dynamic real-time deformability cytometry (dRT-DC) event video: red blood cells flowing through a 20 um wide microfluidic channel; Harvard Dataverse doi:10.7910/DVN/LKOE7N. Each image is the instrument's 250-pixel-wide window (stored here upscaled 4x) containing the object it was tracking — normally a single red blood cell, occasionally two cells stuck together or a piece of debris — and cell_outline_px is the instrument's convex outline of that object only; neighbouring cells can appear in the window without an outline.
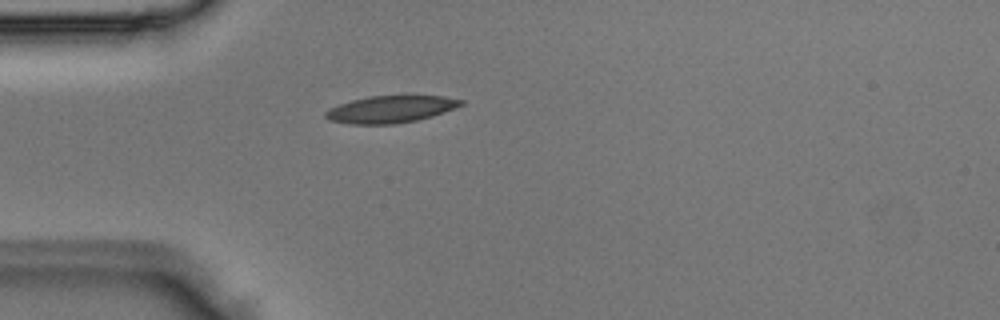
{"species": "Egyptian fruit bat (a non-hibernating species)", "species_latin": "Rousettus aegyptiacus", "temperature_condition": "room temperature", "stored_images_in_passage": 1, "camera_frame_rate_fps": 3000, "um_per_image_px": 0.085, "animal": {"sex": "male"}, "frame": {"image": 1, "passage_image": 1, "time_ms": 0.0, "image_size_px": [1000, 320], "cell_outline_px": [[464, 104], [444, 112], [432, 116], [416, 120], [392, 124], [352, 124], [328, 120], [324, 116], [324, 112], [328, 108], [352, 100], [368, 96], [444, 96], [464, 100]], "centroid_in_image_um": [33.18, 9.28], "position_along_channel_um": 51.8, "area_um2": 21.27}}